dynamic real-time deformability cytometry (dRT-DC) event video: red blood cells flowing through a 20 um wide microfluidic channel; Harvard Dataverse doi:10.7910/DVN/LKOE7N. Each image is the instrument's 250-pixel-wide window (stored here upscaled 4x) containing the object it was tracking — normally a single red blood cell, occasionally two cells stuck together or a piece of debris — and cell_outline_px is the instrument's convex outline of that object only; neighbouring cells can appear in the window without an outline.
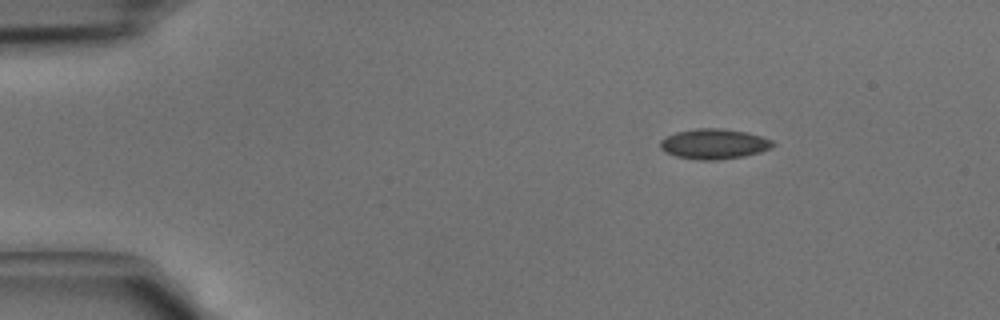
{"species": "common noctule bat (a hibernating species)", "species_latin": "Nyctalus noctula", "temperature_condition": "cold", "stored_images_in_passage": 3, "camera_frame_rate_fps": 3000, "um_per_image_px": 0.085, "animal": {"sex": "male", "body_mass_g": 15.6}, "frame": {"image": 1, "passage_image": 1, "time_ms": 0.0, "image_size_px": [1000, 320], "cell_outline_px": [[776, 144], [772, 148], [760, 152], [744, 156], [716, 160], [700, 160], [676, 156], [664, 152], [660, 148], [660, 140], [664, 136], [676, 132], [696, 128], [720, 128], [748, 132], [772, 140]], "centroid_in_image_um": [60.68, 12.23], "position_along_channel_um": 24.3, "area_um2": 20.0}}
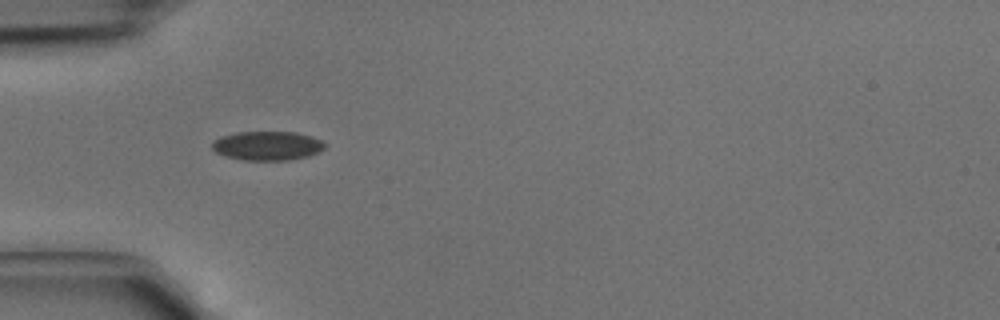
{"frame": {"image": 2, "passage_image": 3, "time_ms": 0.667, "image_size_px": [1000, 320], "cell_outline_px": [[328, 144], [324, 148], [308, 156], [288, 160], [244, 160], [224, 156], [216, 152], [212, 148], [212, 140], [220, 136], [236, 132], [296, 132], [312, 136]], "centroid_in_image_um": [22.7, 12.38], "position_along_channel_um": 62.3, "area_um2": 19.19}}